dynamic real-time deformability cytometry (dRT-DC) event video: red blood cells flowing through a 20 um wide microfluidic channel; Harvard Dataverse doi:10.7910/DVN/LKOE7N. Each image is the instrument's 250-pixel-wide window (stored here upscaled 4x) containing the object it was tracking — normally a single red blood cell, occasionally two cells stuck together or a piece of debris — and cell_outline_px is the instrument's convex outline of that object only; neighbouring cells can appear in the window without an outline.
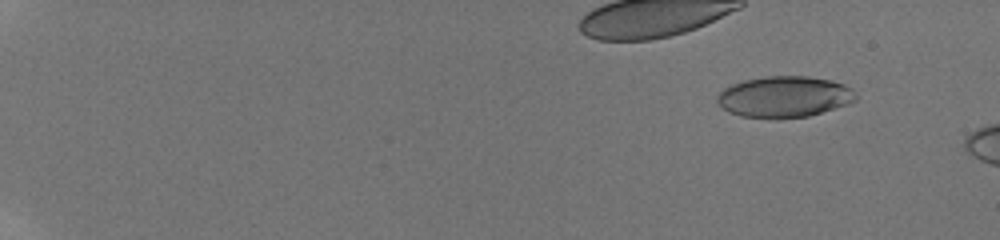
{"species": "human", "species_latin": "Homo sapiens", "temperature_condition": "room temperature", "stored_images_in_passage": 12, "camera_frame_rate_fps": 3000, "um_per_image_px": 0.085, "donor": {"sex": "male"}, "frame": {"image": 1, "passage_image": 7, "time_ms": 2.0, "image_size_px": [1000, 240], "cell_outline_px": [[856, 100], [848, 104], [808, 116], [740, 116], [728, 112], [716, 104], [716, 96], [724, 88], [732, 84], [744, 80], [764, 76], [808, 76], [832, 80], [844, 84], [852, 88], [856, 92]], "centroid_in_image_um": [66.66, 8.19], "position_along_channel_um": 18.3, "area_um2": 32.89}}